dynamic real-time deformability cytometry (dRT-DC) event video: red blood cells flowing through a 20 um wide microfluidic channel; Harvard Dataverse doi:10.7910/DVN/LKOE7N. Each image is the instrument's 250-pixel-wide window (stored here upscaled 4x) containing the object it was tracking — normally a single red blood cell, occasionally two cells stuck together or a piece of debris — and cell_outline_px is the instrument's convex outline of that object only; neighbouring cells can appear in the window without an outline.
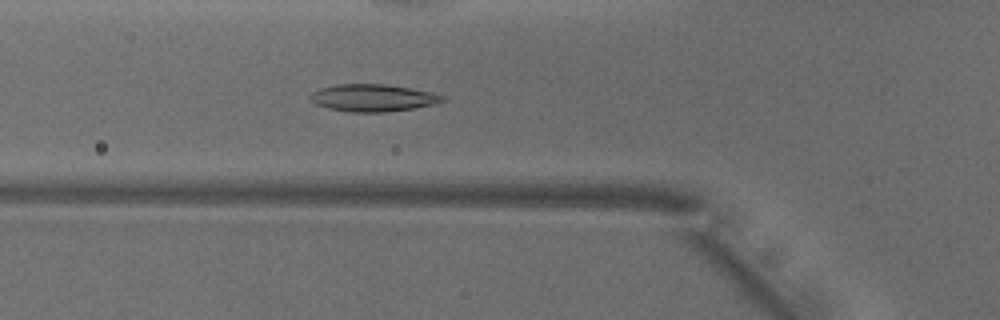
{"species": "common noctule bat (a hibernating species)", "species_latin": "Nyctalus noctula", "temperature_condition": "warm", "stored_images_in_passage": 40, "camera_frame_rate_fps": 3000, "um_per_image_px": 0.085, "animal": {"sex": "male", "body_mass_g": 18.8}, "frame": {"image": 1, "passage_image": 7, "time_ms": 2.0, "image_size_px": [1000, 320], "cell_outline_px": [[448, 100], [436, 104], [412, 108], [384, 112], [348, 112], [328, 108], [316, 104], [308, 100], [308, 96], [312, 92], [320, 88], [336, 84], [384, 84], [432, 92], [448, 96]], "centroid_in_image_um": [31.7, 8.32], "position_along_channel_um": 94.1, "area_um2": 21.21}}
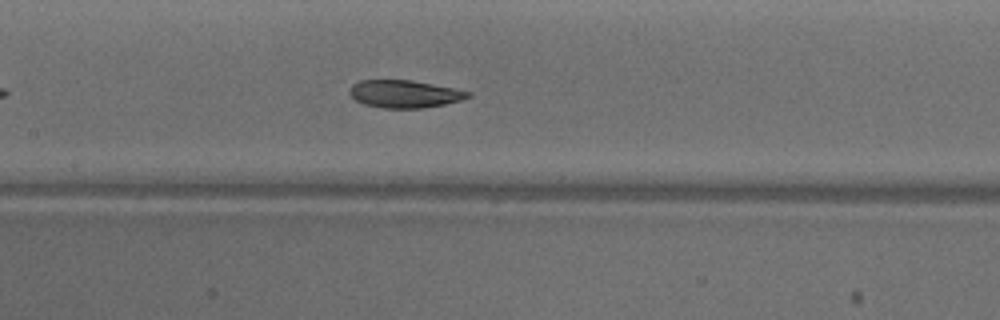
{"frame": {"image": 2, "passage_image": 13, "time_ms": 4.0, "image_size_px": [1000, 320], "cell_outline_px": [[472, 96], [460, 100], [444, 104], [424, 108], [384, 108], [364, 104], [356, 100], [348, 92], [352, 84], [360, 80], [412, 80], [472, 92]], "centroid_in_image_um": [34.37, 7.98], "position_along_channel_um": 173.0, "area_um2": 18.96}}
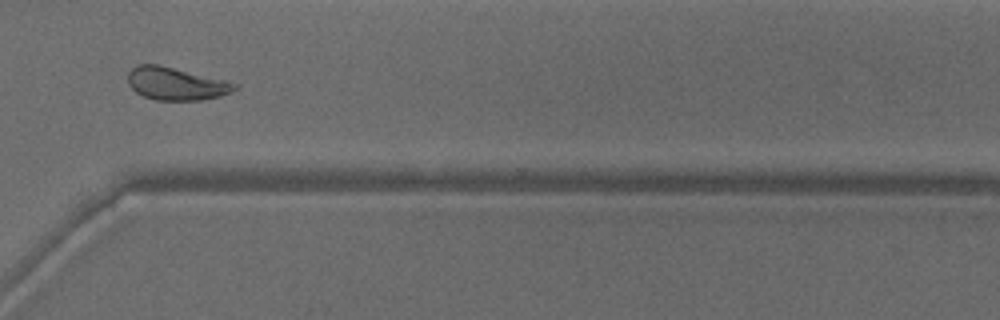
{"frame": {"image": 3, "passage_image": 27, "time_ms": 8.667, "image_size_px": [1000, 320], "cell_outline_px": [[236, 88], [232, 92], [220, 96], [200, 100], [156, 100], [144, 96], [136, 92], [128, 84], [128, 72], [136, 64], [160, 64], [228, 80], [236, 84]], "centroid_in_image_um": [14.96, 7.09], "position_along_channel_um": 355.6, "area_um2": 20.58}, "authors_computed_cell_mechanics": {"area_um2": 20.6057, "velocity_mm_per_s": 3.9145, "shape_relaxation_time_tau1_ms": 5.1656, "shape_relaxation_time_tau2_ms": 2.4361, "deformation_change_tau1": 0.1485, "deformation_change_tau2": 0.0673}}